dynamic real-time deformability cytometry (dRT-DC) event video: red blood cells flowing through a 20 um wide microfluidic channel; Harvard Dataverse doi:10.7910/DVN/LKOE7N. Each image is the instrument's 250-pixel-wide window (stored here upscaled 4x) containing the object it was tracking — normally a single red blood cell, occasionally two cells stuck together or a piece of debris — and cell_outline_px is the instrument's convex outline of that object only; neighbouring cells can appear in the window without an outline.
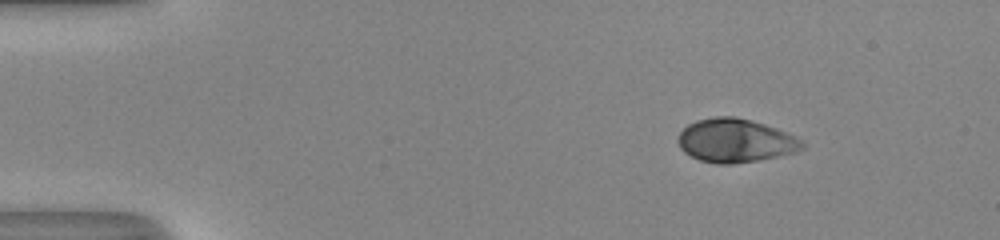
{"species": "human", "species_latin": "Homo sapiens", "temperature_condition": "room temperature", "stored_images_in_passage": 46, "camera_frame_rate_fps": 3000, "um_per_image_px": 0.085, "donor": {"sex": "male"}, "frame": {"image": 1, "passage_image": 1, "time_ms": 0.0, "image_size_px": [1000, 240], "cell_outline_px": [[804, 148], [796, 152], [756, 160], [732, 164], [716, 164], [700, 160], [684, 152], [680, 148], [676, 140], [680, 132], [688, 124], [696, 120], [716, 116], [736, 116], [764, 124], [776, 128], [800, 140], [804, 144]], "centroid_in_image_um": [62.45, 11.94], "position_along_channel_um": 22.5, "area_um2": 31.33}}
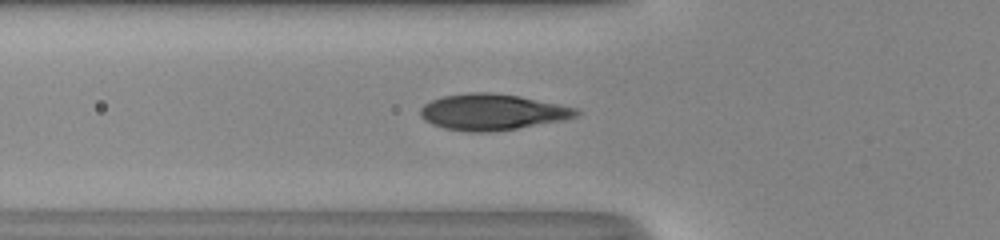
{"frame": {"image": 2, "passage_image": 13, "time_ms": 4.0, "image_size_px": [1000, 240], "cell_outline_px": [[584, 112], [580, 116], [564, 120], [516, 128], [488, 132], [468, 132], [444, 128], [432, 124], [424, 120], [420, 116], [420, 108], [424, 104], [440, 96], [468, 92], [492, 92], [520, 96], [576, 108]], "centroid_in_image_um": [41.84, 9.51], "position_along_channel_um": 84.0, "area_um2": 33.0}}
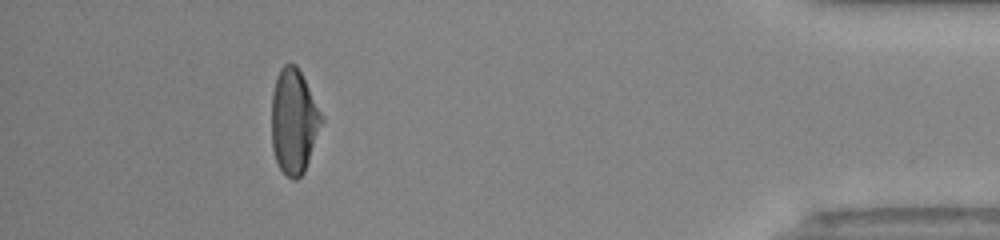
{"frame": {"image": 3, "passage_image": 41, "time_ms": 13.333, "image_size_px": [1000, 240], "cell_outline_px": [[324, 120], [304, 172], [296, 180], [292, 180], [280, 168], [276, 160], [272, 148], [272, 92], [276, 76], [280, 68], [284, 64], [296, 64], [324, 116]], "centroid_in_image_um": [24.98, 10.3], "position_along_channel_um": 410.2, "area_um2": 30.58}, "authors_computed_cell_mechanics": {"area_um2": 32.079, "velocity_mm_per_s": 4.0675, "shape_relaxation_time_tau1_ms": 5.0575, "shape_relaxation_time_tau2_ms": null, "deformation_change_tau1": 0.2258, "deformation_change_tau2": null}}